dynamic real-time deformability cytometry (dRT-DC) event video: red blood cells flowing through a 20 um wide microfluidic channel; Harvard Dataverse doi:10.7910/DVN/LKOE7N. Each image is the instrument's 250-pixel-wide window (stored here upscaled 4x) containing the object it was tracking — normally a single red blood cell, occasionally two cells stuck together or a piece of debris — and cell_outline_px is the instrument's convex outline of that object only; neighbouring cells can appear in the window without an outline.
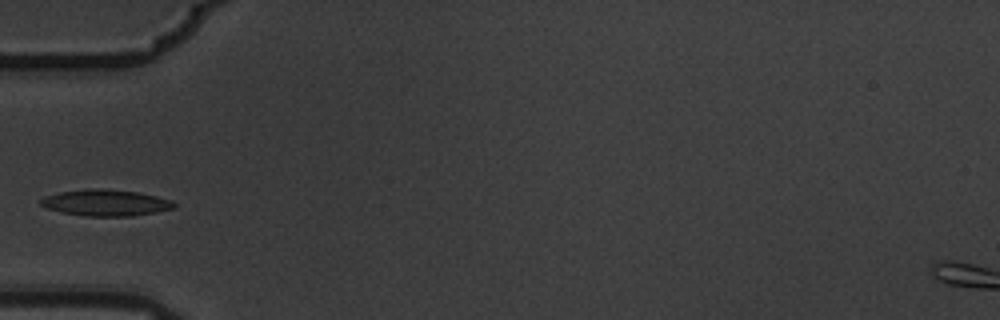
{"species": "common noctule bat (a hibernating species)", "species_latin": "Nyctalus noctula", "temperature_condition": "warm", "stored_images_in_passage": 8, "camera_frame_rate_fps": 3000, "um_per_image_px": 0.085, "animal": {"sex": "male", "body_mass_g": 19.5, "forearm_length_mm": 54.6}, "frame": {"image": 1, "passage_image": 4, "time_ms": 1.0, "image_size_px": [1000, 320], "cell_outline_px": [[176, 208], [156, 212], [132, 216], [84, 216], [64, 212], [48, 208], [40, 204], [40, 200], [44, 196], [60, 192], [84, 188], [92, 188], [136, 192], [156, 196], [172, 200], [176, 204]], "centroid_in_image_um": [9.0, 17.23], "position_along_channel_um": 76.0, "area_um2": 20.35}}
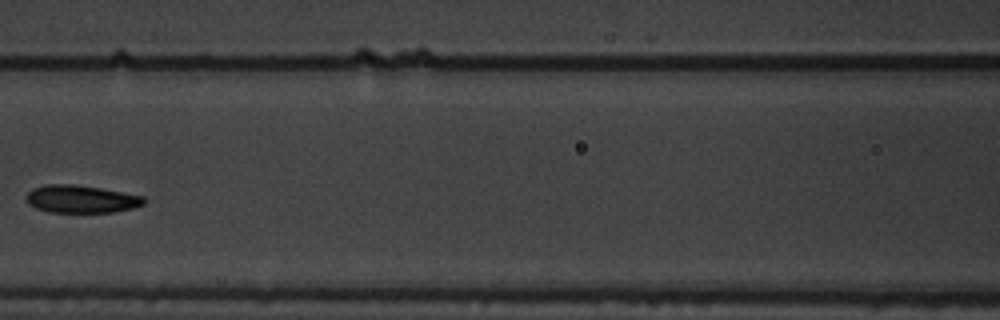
{"frame": {"image": 2, "passage_image": 6, "time_ms": 1.667, "image_size_px": [1000, 320], "cell_outline_px": [[144, 204], [132, 208], [112, 212], [48, 212], [36, 208], [28, 204], [28, 192], [32, 188], [48, 184], [72, 184], [100, 188], [144, 196]], "centroid_in_image_um": [6.89, 16.92], "position_along_channel_um": 159.7, "area_um2": 18.79}}
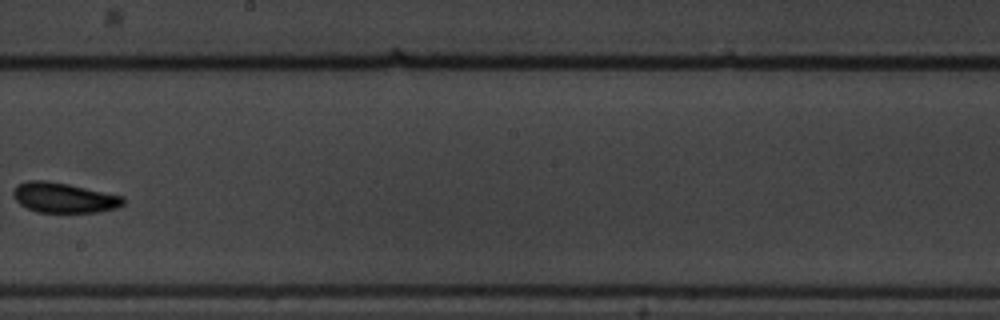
{"frame": {"image": 3, "passage_image": 8, "time_ms": 2.333, "image_size_px": [1000, 320], "cell_outline_px": [[124, 204], [116, 208], [100, 212], [36, 212], [20, 204], [12, 196], [12, 192], [16, 184], [28, 180], [44, 180], [68, 184], [124, 196]], "centroid_in_image_um": [5.41, 16.8], "position_along_channel_um": 242.8, "area_um2": 19.36}}